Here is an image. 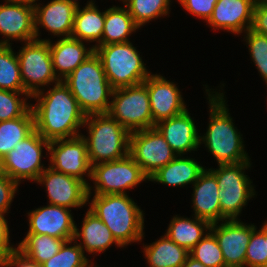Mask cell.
<instances>
[{
    "label": "cell",
    "mask_w": 267,
    "mask_h": 267,
    "mask_svg": "<svg viewBox=\"0 0 267 267\" xmlns=\"http://www.w3.org/2000/svg\"><path fill=\"white\" fill-rule=\"evenodd\" d=\"M43 90L31 96L37 103L31 104L35 130L49 142L82 135L78 129L83 127L86 115L69 87L60 81L46 93Z\"/></svg>",
    "instance_id": "6da1fadb"
},
{
    "label": "cell",
    "mask_w": 267,
    "mask_h": 267,
    "mask_svg": "<svg viewBox=\"0 0 267 267\" xmlns=\"http://www.w3.org/2000/svg\"><path fill=\"white\" fill-rule=\"evenodd\" d=\"M209 103V125L204 135L200 136V144L213 155L218 165L235 164L250 161L248 153L245 152L243 137L234 126L230 116L227 102L223 92H211L205 89ZM215 93V94H214Z\"/></svg>",
    "instance_id": "7a4b0ae2"
},
{
    "label": "cell",
    "mask_w": 267,
    "mask_h": 267,
    "mask_svg": "<svg viewBox=\"0 0 267 267\" xmlns=\"http://www.w3.org/2000/svg\"><path fill=\"white\" fill-rule=\"evenodd\" d=\"M127 194L94 195L89 202L93 212L122 246L142 242L144 213Z\"/></svg>",
    "instance_id": "3957f363"
},
{
    "label": "cell",
    "mask_w": 267,
    "mask_h": 267,
    "mask_svg": "<svg viewBox=\"0 0 267 267\" xmlns=\"http://www.w3.org/2000/svg\"><path fill=\"white\" fill-rule=\"evenodd\" d=\"M63 82L69 87L86 116L108 113L113 88L108 82L102 62L95 52Z\"/></svg>",
    "instance_id": "277c9868"
},
{
    "label": "cell",
    "mask_w": 267,
    "mask_h": 267,
    "mask_svg": "<svg viewBox=\"0 0 267 267\" xmlns=\"http://www.w3.org/2000/svg\"><path fill=\"white\" fill-rule=\"evenodd\" d=\"M88 128V158L91 166L119 160L129 154L131 132L108 113L86 116L83 127Z\"/></svg>",
    "instance_id": "5b68a950"
},
{
    "label": "cell",
    "mask_w": 267,
    "mask_h": 267,
    "mask_svg": "<svg viewBox=\"0 0 267 267\" xmlns=\"http://www.w3.org/2000/svg\"><path fill=\"white\" fill-rule=\"evenodd\" d=\"M95 53L113 89L140 84L151 74L130 41L97 46Z\"/></svg>",
    "instance_id": "8992f818"
},
{
    "label": "cell",
    "mask_w": 267,
    "mask_h": 267,
    "mask_svg": "<svg viewBox=\"0 0 267 267\" xmlns=\"http://www.w3.org/2000/svg\"><path fill=\"white\" fill-rule=\"evenodd\" d=\"M249 161L235 164H221L217 169L209 170L216 176L219 187L221 221L239 219L238 216L247 202L254 197L252 181L245 174L250 168Z\"/></svg>",
    "instance_id": "52a82bcc"
},
{
    "label": "cell",
    "mask_w": 267,
    "mask_h": 267,
    "mask_svg": "<svg viewBox=\"0 0 267 267\" xmlns=\"http://www.w3.org/2000/svg\"><path fill=\"white\" fill-rule=\"evenodd\" d=\"M108 114L130 132L154 128L145 82L113 89Z\"/></svg>",
    "instance_id": "ba28073f"
},
{
    "label": "cell",
    "mask_w": 267,
    "mask_h": 267,
    "mask_svg": "<svg viewBox=\"0 0 267 267\" xmlns=\"http://www.w3.org/2000/svg\"><path fill=\"white\" fill-rule=\"evenodd\" d=\"M95 184L88 185V202L94 189V195L127 194L125 190L137 187L142 181L149 180L141 167L128 154L126 157L92 165L91 178Z\"/></svg>",
    "instance_id": "9c48e42d"
},
{
    "label": "cell",
    "mask_w": 267,
    "mask_h": 267,
    "mask_svg": "<svg viewBox=\"0 0 267 267\" xmlns=\"http://www.w3.org/2000/svg\"><path fill=\"white\" fill-rule=\"evenodd\" d=\"M48 153L49 141L34 130L24 140L17 143L0 161V172L6 174L19 185L21 180L36 182L39 175L46 169L41 164L43 148Z\"/></svg>",
    "instance_id": "30bf717a"
},
{
    "label": "cell",
    "mask_w": 267,
    "mask_h": 267,
    "mask_svg": "<svg viewBox=\"0 0 267 267\" xmlns=\"http://www.w3.org/2000/svg\"><path fill=\"white\" fill-rule=\"evenodd\" d=\"M16 53L24 90L30 96L41 91L42 86L60 82L53 68L49 41L35 39L25 42V45Z\"/></svg>",
    "instance_id": "8fae6325"
},
{
    "label": "cell",
    "mask_w": 267,
    "mask_h": 267,
    "mask_svg": "<svg viewBox=\"0 0 267 267\" xmlns=\"http://www.w3.org/2000/svg\"><path fill=\"white\" fill-rule=\"evenodd\" d=\"M129 155L148 178L177 156L155 127L131 132Z\"/></svg>",
    "instance_id": "7c38bea8"
},
{
    "label": "cell",
    "mask_w": 267,
    "mask_h": 267,
    "mask_svg": "<svg viewBox=\"0 0 267 267\" xmlns=\"http://www.w3.org/2000/svg\"><path fill=\"white\" fill-rule=\"evenodd\" d=\"M48 154H50L49 167L81 179L87 185L90 184L84 178V175L91 178L92 166L88 158L87 143L82 135L50 141Z\"/></svg>",
    "instance_id": "4fadbf2b"
},
{
    "label": "cell",
    "mask_w": 267,
    "mask_h": 267,
    "mask_svg": "<svg viewBox=\"0 0 267 267\" xmlns=\"http://www.w3.org/2000/svg\"><path fill=\"white\" fill-rule=\"evenodd\" d=\"M36 183L43 184L49 204L66 208H82L88 202V185L74 176L55 171L48 166Z\"/></svg>",
    "instance_id": "5bb4252c"
},
{
    "label": "cell",
    "mask_w": 267,
    "mask_h": 267,
    "mask_svg": "<svg viewBox=\"0 0 267 267\" xmlns=\"http://www.w3.org/2000/svg\"><path fill=\"white\" fill-rule=\"evenodd\" d=\"M218 224V225H217ZM210 231L215 235L221 248L226 267H244L248 243L252 234V224H244L240 219L212 223Z\"/></svg>",
    "instance_id": "9a60e30c"
},
{
    "label": "cell",
    "mask_w": 267,
    "mask_h": 267,
    "mask_svg": "<svg viewBox=\"0 0 267 267\" xmlns=\"http://www.w3.org/2000/svg\"><path fill=\"white\" fill-rule=\"evenodd\" d=\"M149 94L153 123L177 116L187 110L177 84L160 74H150L144 81Z\"/></svg>",
    "instance_id": "2e32d148"
},
{
    "label": "cell",
    "mask_w": 267,
    "mask_h": 267,
    "mask_svg": "<svg viewBox=\"0 0 267 267\" xmlns=\"http://www.w3.org/2000/svg\"><path fill=\"white\" fill-rule=\"evenodd\" d=\"M27 214L29 220L27 233L44 234L65 241L73 239L76 224L69 208L48 204Z\"/></svg>",
    "instance_id": "e0dca14e"
},
{
    "label": "cell",
    "mask_w": 267,
    "mask_h": 267,
    "mask_svg": "<svg viewBox=\"0 0 267 267\" xmlns=\"http://www.w3.org/2000/svg\"><path fill=\"white\" fill-rule=\"evenodd\" d=\"M0 44L11 45L10 39L29 42L36 39L34 6L22 3L0 5Z\"/></svg>",
    "instance_id": "ac0fdd59"
},
{
    "label": "cell",
    "mask_w": 267,
    "mask_h": 267,
    "mask_svg": "<svg viewBox=\"0 0 267 267\" xmlns=\"http://www.w3.org/2000/svg\"><path fill=\"white\" fill-rule=\"evenodd\" d=\"M256 0H218L207 24L213 29L241 34L251 29Z\"/></svg>",
    "instance_id": "d6986e66"
},
{
    "label": "cell",
    "mask_w": 267,
    "mask_h": 267,
    "mask_svg": "<svg viewBox=\"0 0 267 267\" xmlns=\"http://www.w3.org/2000/svg\"><path fill=\"white\" fill-rule=\"evenodd\" d=\"M34 5L35 33L39 40V28H45L54 36L71 37L77 5L62 0H52L46 5ZM39 26V27H38Z\"/></svg>",
    "instance_id": "ffe728a7"
},
{
    "label": "cell",
    "mask_w": 267,
    "mask_h": 267,
    "mask_svg": "<svg viewBox=\"0 0 267 267\" xmlns=\"http://www.w3.org/2000/svg\"><path fill=\"white\" fill-rule=\"evenodd\" d=\"M155 128L177 155L183 156L200 147V135H198L194 119L191 118L188 110L158 122L155 124Z\"/></svg>",
    "instance_id": "44dd1931"
},
{
    "label": "cell",
    "mask_w": 267,
    "mask_h": 267,
    "mask_svg": "<svg viewBox=\"0 0 267 267\" xmlns=\"http://www.w3.org/2000/svg\"><path fill=\"white\" fill-rule=\"evenodd\" d=\"M49 41L53 68L57 78L63 81L68 77L83 61L95 52L94 47H85L84 42L68 37L61 38L57 42Z\"/></svg>",
    "instance_id": "7402d4cb"
},
{
    "label": "cell",
    "mask_w": 267,
    "mask_h": 267,
    "mask_svg": "<svg viewBox=\"0 0 267 267\" xmlns=\"http://www.w3.org/2000/svg\"><path fill=\"white\" fill-rule=\"evenodd\" d=\"M218 191L216 176L209 169H205L193 184V215L207 220L210 224L221 221Z\"/></svg>",
    "instance_id": "603a6c76"
},
{
    "label": "cell",
    "mask_w": 267,
    "mask_h": 267,
    "mask_svg": "<svg viewBox=\"0 0 267 267\" xmlns=\"http://www.w3.org/2000/svg\"><path fill=\"white\" fill-rule=\"evenodd\" d=\"M77 228L75 225L74 240H80V247L83 249L84 253H101L105 252L106 249L115 244L117 247L122 246L113 237L110 229L89 209L85 213V217L82 221V226Z\"/></svg>",
    "instance_id": "cb8c5ba5"
},
{
    "label": "cell",
    "mask_w": 267,
    "mask_h": 267,
    "mask_svg": "<svg viewBox=\"0 0 267 267\" xmlns=\"http://www.w3.org/2000/svg\"><path fill=\"white\" fill-rule=\"evenodd\" d=\"M177 155L171 162L160 168L148 181L162 183L168 186H185L194 184L205 170L195 158H184Z\"/></svg>",
    "instance_id": "d4e9b609"
},
{
    "label": "cell",
    "mask_w": 267,
    "mask_h": 267,
    "mask_svg": "<svg viewBox=\"0 0 267 267\" xmlns=\"http://www.w3.org/2000/svg\"><path fill=\"white\" fill-rule=\"evenodd\" d=\"M94 1H88L83 9L77 7L71 37L84 42H95L92 47L102 45L105 11L100 12Z\"/></svg>",
    "instance_id": "484cf974"
},
{
    "label": "cell",
    "mask_w": 267,
    "mask_h": 267,
    "mask_svg": "<svg viewBox=\"0 0 267 267\" xmlns=\"http://www.w3.org/2000/svg\"><path fill=\"white\" fill-rule=\"evenodd\" d=\"M139 28L125 5L109 7L105 10L102 45L129 42L128 37Z\"/></svg>",
    "instance_id": "4316f807"
},
{
    "label": "cell",
    "mask_w": 267,
    "mask_h": 267,
    "mask_svg": "<svg viewBox=\"0 0 267 267\" xmlns=\"http://www.w3.org/2000/svg\"><path fill=\"white\" fill-rule=\"evenodd\" d=\"M210 225L207 220L196 216L190 219L176 215L171 219L165 234L176 244L190 252L210 230Z\"/></svg>",
    "instance_id": "83f0119b"
},
{
    "label": "cell",
    "mask_w": 267,
    "mask_h": 267,
    "mask_svg": "<svg viewBox=\"0 0 267 267\" xmlns=\"http://www.w3.org/2000/svg\"><path fill=\"white\" fill-rule=\"evenodd\" d=\"M149 267H181L189 251L172 241L166 234L150 245H143Z\"/></svg>",
    "instance_id": "f1b7e54d"
},
{
    "label": "cell",
    "mask_w": 267,
    "mask_h": 267,
    "mask_svg": "<svg viewBox=\"0 0 267 267\" xmlns=\"http://www.w3.org/2000/svg\"><path fill=\"white\" fill-rule=\"evenodd\" d=\"M35 130L34 115L30 109L24 116L0 122V161Z\"/></svg>",
    "instance_id": "f546056e"
},
{
    "label": "cell",
    "mask_w": 267,
    "mask_h": 267,
    "mask_svg": "<svg viewBox=\"0 0 267 267\" xmlns=\"http://www.w3.org/2000/svg\"><path fill=\"white\" fill-rule=\"evenodd\" d=\"M64 242V239L53 236L27 233L25 238L17 245V249L38 265H41L58 253Z\"/></svg>",
    "instance_id": "4dcf8cb0"
},
{
    "label": "cell",
    "mask_w": 267,
    "mask_h": 267,
    "mask_svg": "<svg viewBox=\"0 0 267 267\" xmlns=\"http://www.w3.org/2000/svg\"><path fill=\"white\" fill-rule=\"evenodd\" d=\"M0 89L26 92L21 79L19 60L11 45L0 44Z\"/></svg>",
    "instance_id": "1f68e13d"
},
{
    "label": "cell",
    "mask_w": 267,
    "mask_h": 267,
    "mask_svg": "<svg viewBox=\"0 0 267 267\" xmlns=\"http://www.w3.org/2000/svg\"><path fill=\"white\" fill-rule=\"evenodd\" d=\"M171 0H124L129 14L134 22L139 26H144L147 22L168 15L170 12Z\"/></svg>",
    "instance_id": "d6a6232c"
},
{
    "label": "cell",
    "mask_w": 267,
    "mask_h": 267,
    "mask_svg": "<svg viewBox=\"0 0 267 267\" xmlns=\"http://www.w3.org/2000/svg\"><path fill=\"white\" fill-rule=\"evenodd\" d=\"M189 255L206 267H226L218 241L210 230L192 248Z\"/></svg>",
    "instance_id": "836d02e7"
},
{
    "label": "cell",
    "mask_w": 267,
    "mask_h": 267,
    "mask_svg": "<svg viewBox=\"0 0 267 267\" xmlns=\"http://www.w3.org/2000/svg\"><path fill=\"white\" fill-rule=\"evenodd\" d=\"M86 257L77 241L72 239L65 241L59 252L41 264V267H88L91 264Z\"/></svg>",
    "instance_id": "e575fe53"
},
{
    "label": "cell",
    "mask_w": 267,
    "mask_h": 267,
    "mask_svg": "<svg viewBox=\"0 0 267 267\" xmlns=\"http://www.w3.org/2000/svg\"><path fill=\"white\" fill-rule=\"evenodd\" d=\"M20 95L26 97L21 99ZM28 98L31 96L27 92L0 89V122L24 116L31 109Z\"/></svg>",
    "instance_id": "d590c367"
},
{
    "label": "cell",
    "mask_w": 267,
    "mask_h": 267,
    "mask_svg": "<svg viewBox=\"0 0 267 267\" xmlns=\"http://www.w3.org/2000/svg\"><path fill=\"white\" fill-rule=\"evenodd\" d=\"M244 39L248 44L252 61L267 86V36L248 29Z\"/></svg>",
    "instance_id": "8d00e7d4"
},
{
    "label": "cell",
    "mask_w": 267,
    "mask_h": 267,
    "mask_svg": "<svg viewBox=\"0 0 267 267\" xmlns=\"http://www.w3.org/2000/svg\"><path fill=\"white\" fill-rule=\"evenodd\" d=\"M246 267H267V240L257 226L252 224V234L248 243L246 256Z\"/></svg>",
    "instance_id": "74e56055"
},
{
    "label": "cell",
    "mask_w": 267,
    "mask_h": 267,
    "mask_svg": "<svg viewBox=\"0 0 267 267\" xmlns=\"http://www.w3.org/2000/svg\"><path fill=\"white\" fill-rule=\"evenodd\" d=\"M190 14L202 18L207 22L212 16L218 0H177Z\"/></svg>",
    "instance_id": "f35d334b"
},
{
    "label": "cell",
    "mask_w": 267,
    "mask_h": 267,
    "mask_svg": "<svg viewBox=\"0 0 267 267\" xmlns=\"http://www.w3.org/2000/svg\"><path fill=\"white\" fill-rule=\"evenodd\" d=\"M19 184L0 172V214H6L18 190Z\"/></svg>",
    "instance_id": "ab89813d"
},
{
    "label": "cell",
    "mask_w": 267,
    "mask_h": 267,
    "mask_svg": "<svg viewBox=\"0 0 267 267\" xmlns=\"http://www.w3.org/2000/svg\"><path fill=\"white\" fill-rule=\"evenodd\" d=\"M251 30L267 36V0H256Z\"/></svg>",
    "instance_id": "60d3db41"
},
{
    "label": "cell",
    "mask_w": 267,
    "mask_h": 267,
    "mask_svg": "<svg viewBox=\"0 0 267 267\" xmlns=\"http://www.w3.org/2000/svg\"><path fill=\"white\" fill-rule=\"evenodd\" d=\"M5 214H0V258H6L17 247L10 245V232Z\"/></svg>",
    "instance_id": "b9f144b4"
},
{
    "label": "cell",
    "mask_w": 267,
    "mask_h": 267,
    "mask_svg": "<svg viewBox=\"0 0 267 267\" xmlns=\"http://www.w3.org/2000/svg\"><path fill=\"white\" fill-rule=\"evenodd\" d=\"M6 261L9 267H41L17 248L6 257Z\"/></svg>",
    "instance_id": "7bdbcfd3"
},
{
    "label": "cell",
    "mask_w": 267,
    "mask_h": 267,
    "mask_svg": "<svg viewBox=\"0 0 267 267\" xmlns=\"http://www.w3.org/2000/svg\"><path fill=\"white\" fill-rule=\"evenodd\" d=\"M181 267H206L201 262L195 260L190 255L187 257L185 263Z\"/></svg>",
    "instance_id": "ee69618b"
},
{
    "label": "cell",
    "mask_w": 267,
    "mask_h": 267,
    "mask_svg": "<svg viewBox=\"0 0 267 267\" xmlns=\"http://www.w3.org/2000/svg\"><path fill=\"white\" fill-rule=\"evenodd\" d=\"M38 0H5V2H10V3H22L26 5H32L34 6Z\"/></svg>",
    "instance_id": "f6af8a7d"
},
{
    "label": "cell",
    "mask_w": 267,
    "mask_h": 267,
    "mask_svg": "<svg viewBox=\"0 0 267 267\" xmlns=\"http://www.w3.org/2000/svg\"><path fill=\"white\" fill-rule=\"evenodd\" d=\"M260 231L263 233L265 240H267V221L261 226Z\"/></svg>",
    "instance_id": "bcb514c9"
},
{
    "label": "cell",
    "mask_w": 267,
    "mask_h": 267,
    "mask_svg": "<svg viewBox=\"0 0 267 267\" xmlns=\"http://www.w3.org/2000/svg\"><path fill=\"white\" fill-rule=\"evenodd\" d=\"M0 267H9L6 258H0Z\"/></svg>",
    "instance_id": "7dc6e473"
},
{
    "label": "cell",
    "mask_w": 267,
    "mask_h": 267,
    "mask_svg": "<svg viewBox=\"0 0 267 267\" xmlns=\"http://www.w3.org/2000/svg\"><path fill=\"white\" fill-rule=\"evenodd\" d=\"M62 1H65V2H70V3H73L77 6H79V3L77 2L78 0H62Z\"/></svg>",
    "instance_id": "c3c4849f"
},
{
    "label": "cell",
    "mask_w": 267,
    "mask_h": 267,
    "mask_svg": "<svg viewBox=\"0 0 267 267\" xmlns=\"http://www.w3.org/2000/svg\"><path fill=\"white\" fill-rule=\"evenodd\" d=\"M91 265H89L88 267H95L94 264L90 261Z\"/></svg>",
    "instance_id": "681fc988"
}]
</instances>
